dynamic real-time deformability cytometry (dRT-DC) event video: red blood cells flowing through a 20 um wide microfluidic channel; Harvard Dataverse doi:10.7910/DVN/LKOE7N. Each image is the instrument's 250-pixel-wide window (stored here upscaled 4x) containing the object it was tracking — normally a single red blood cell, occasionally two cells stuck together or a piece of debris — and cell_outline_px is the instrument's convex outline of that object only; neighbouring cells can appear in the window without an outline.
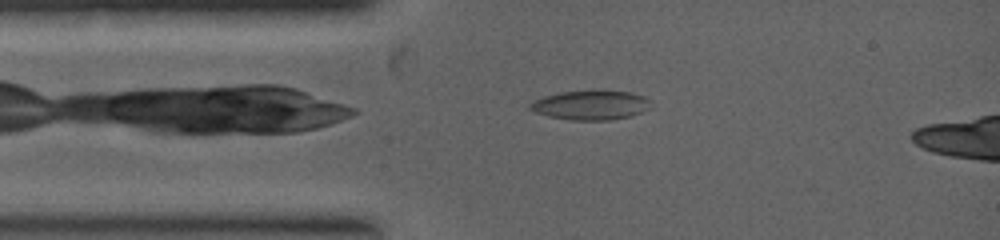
{"species": "common noctule bat (a hibernating species)", "species_latin": "Nyctalus noctula", "temperature_condition": "warm", "stored_images_in_passage": 19, "camera_frame_rate_fps": 5000, "um_per_image_px": 0.085, "animal": {"sex": "female", "body_mass_g": 19.0, "forearm_length_mm": 53.3}, "frame": {"image": 1, "passage_image": 2, "time_ms": 0.4, "image_size_px": [1000, 240], "cell_outline_px": [[652, 108], [632, 116], [608, 120], [572, 120], [548, 116], [536, 112], [528, 108], [528, 104], [544, 96], [560, 92], [632, 92], [644, 96], [652, 100]], "centroid_in_image_um": [50.27, 8.96], "position_along_channel_um": 34.7, "area_um2": 20.46}}
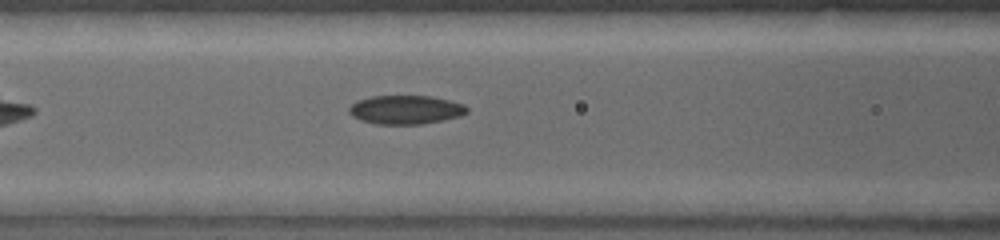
{"frame": {"image": 2, "passage_image": 6, "time_ms": 2.0, "image_size_px": [1000, 240], "cell_outline_px": [[468, 112], [460, 116], [444, 120], [420, 124], [376, 124], [360, 120], [352, 116], [348, 112], [348, 108], [356, 100], [372, 96], [432, 96], [464, 104], [468, 108]], "centroid_in_image_um": [34.47, 9.32], "position_along_channel_um": 132.1, "area_um2": 19.88}}
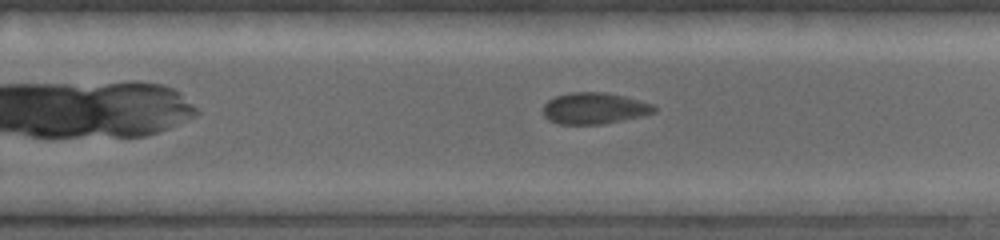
{"frame": {"image": 3, "passage_image": 14, "time_ms": 4.2, "image_size_px": [1000, 240], "cell_outline_px": [[656, 112], [640, 116], [600, 124], [560, 124], [548, 120], [544, 116], [544, 104], [548, 100], [556, 96], [572, 92], [604, 92], [624, 96], [652, 104], [656, 108]], "centroid_in_image_um": [50.49, 9.2], "position_along_channel_um": 279.3, "area_um2": 20.06}}